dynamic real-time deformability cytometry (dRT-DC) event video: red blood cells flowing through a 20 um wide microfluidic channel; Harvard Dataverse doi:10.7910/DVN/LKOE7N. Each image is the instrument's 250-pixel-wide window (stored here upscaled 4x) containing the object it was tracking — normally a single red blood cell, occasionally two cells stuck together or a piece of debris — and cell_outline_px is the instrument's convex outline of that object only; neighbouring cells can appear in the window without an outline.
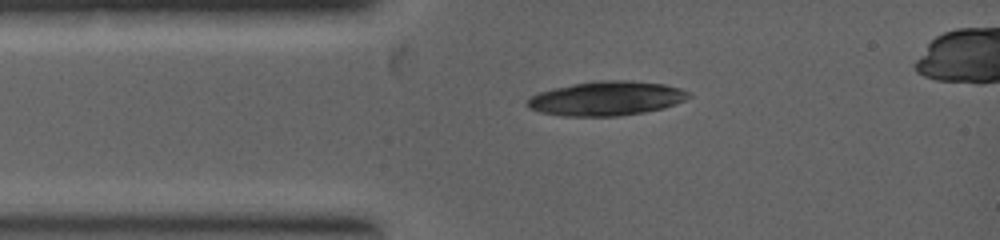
{"species": "common noctule bat (a hibernating species)", "species_latin": "Nyctalus noctula", "temperature_condition": "warm", "stored_images_in_passage": 1, "camera_frame_rate_fps": 5000, "um_per_image_px": 0.085, "animal": {"sex": "female", "body_mass_g": 19.0, "forearm_length_mm": 53.3}, "frame": {"image": 1, "passage_image": 1, "time_ms": 0.0, "image_size_px": [1000, 240], "cell_outline_px": [[692, 96], [684, 100], [664, 108], [644, 112], [620, 116], [560, 116], [540, 112], [528, 108], [524, 104], [532, 96], [540, 92], [552, 88], [572, 84], [600, 80], [628, 80], [664, 84], [680, 88], [688, 92]], "centroid_in_image_um": [51.53, 8.37], "position_along_channel_um": 33.5, "area_um2": 32.31}}